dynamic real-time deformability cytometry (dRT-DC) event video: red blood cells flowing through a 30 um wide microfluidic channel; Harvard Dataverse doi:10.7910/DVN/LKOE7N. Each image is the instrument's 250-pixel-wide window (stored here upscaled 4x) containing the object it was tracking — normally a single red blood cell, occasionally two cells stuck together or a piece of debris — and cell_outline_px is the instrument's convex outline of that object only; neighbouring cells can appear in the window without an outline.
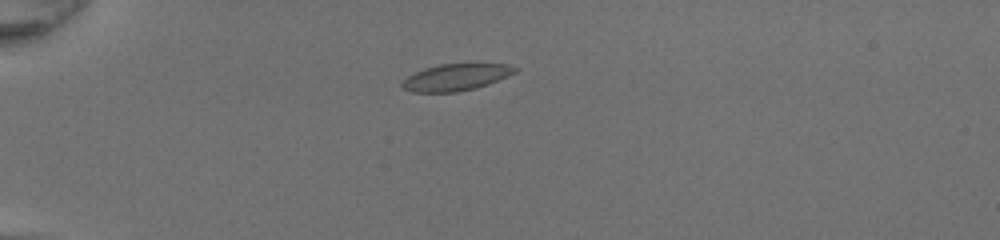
{"species": "common noctule bat (a hibernating species)", "species_latin": "Nyctalus noctula", "temperature_condition": "room temperature", "stored_images_in_passage": 36, "camera_frame_rate_fps": 3000, "um_per_image_px": 0.085, "animal": {"sex": "female", "body_mass_g": 20.0, "forearm_length_mm": 54.0}, "frame": {"image": 1, "passage_image": 1, "time_ms": 0.0, "image_size_px": [1000, 240], "cell_outline_px": [[520, 68], [516, 72], [508, 76], [488, 84], [476, 88], [456, 92], [412, 92], [404, 88], [400, 84], [408, 76], [424, 68], [440, 64], [476, 60], [508, 64]], "centroid_in_image_um": [38.86, 6.5], "position_along_channel_um": 46.1, "area_um2": 18.5}}
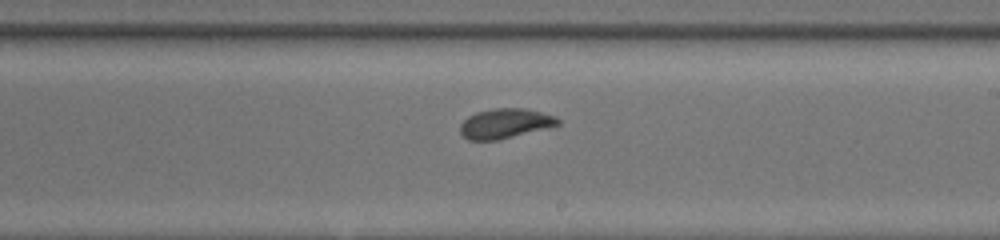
{"frame": {"image": 2, "passage_image": 18, "time_ms": 5.667, "image_size_px": [1000, 240], "cell_outline_px": [[560, 124], [500, 140], [468, 140], [460, 132], [460, 124], [468, 116], [476, 112], [492, 108], [524, 108], [556, 116], [560, 120]], "centroid_in_image_um": [42.91, 10.49], "position_along_channel_um": 246.1, "area_um2": 16.94}}
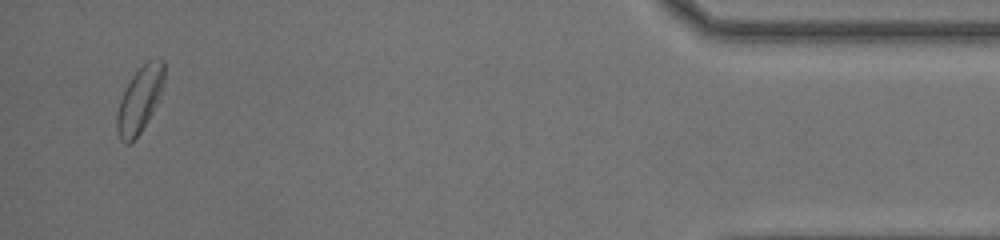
{"frame": {"image": 3, "passage_image": 35, "time_ms": 11.333, "image_size_px": [1000, 240], "cell_outline_px": [[164, 84], [152, 112], [140, 132], [128, 144], [124, 144], [120, 140], [116, 132], [116, 116], [120, 100], [124, 88], [132, 76], [148, 60], [156, 56], [160, 56], [164, 60]], "centroid_in_image_um": [11.86, 8.43], "position_along_channel_um": 423.3, "area_um2": 18.15}, "authors_computed_cell_mechanics": {"area_um2": 17.5712, "velocity_mm_per_s": 4.2585, "shape_relaxation_time_tau1_ms": 6.1629, "shape_relaxation_time_tau2_ms": 1.0197, "deformation_change_tau1": 0.1485, "deformation_change_tau2": 0.0483}}